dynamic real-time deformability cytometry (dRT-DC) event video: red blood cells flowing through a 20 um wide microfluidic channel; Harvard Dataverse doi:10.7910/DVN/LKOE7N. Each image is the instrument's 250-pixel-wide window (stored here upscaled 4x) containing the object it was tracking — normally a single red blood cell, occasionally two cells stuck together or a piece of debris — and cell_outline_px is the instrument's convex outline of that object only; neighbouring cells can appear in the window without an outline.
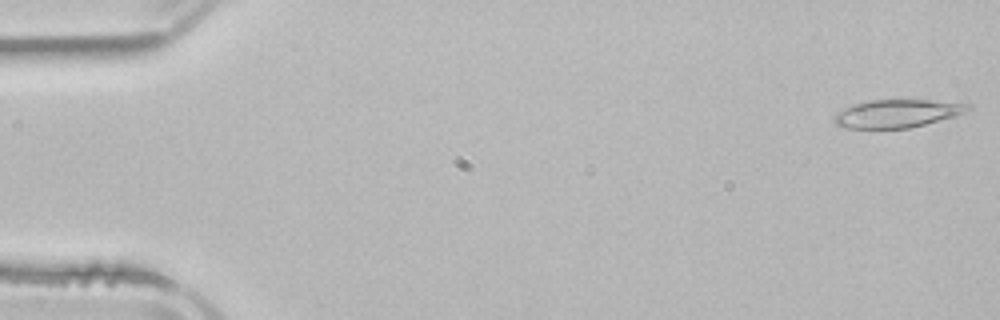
{"species": "common noctule bat (a hibernating species)", "species_latin": "Nyctalus noctula", "temperature_condition": "room temperature", "stored_images_in_passage": 5, "camera_frame_rate_fps": 3000, "um_per_image_px": 0.085, "animal": {"sex": "male", "body_mass_g": 21.5, "forearm_length_mm": 52.0}, "frame": {"image": 1, "passage_image": 1, "time_ms": 0.0, "image_size_px": [1000, 320], "cell_outline_px": [[972, 108], [964, 112], [952, 116], [924, 124], [908, 128], [844, 128], [836, 124], [832, 120], [836, 112], [856, 104], [868, 100], [928, 100], [972, 104]], "centroid_in_image_um": [76.22, 9.64], "position_along_channel_um": 8.8, "area_um2": 21.5}}
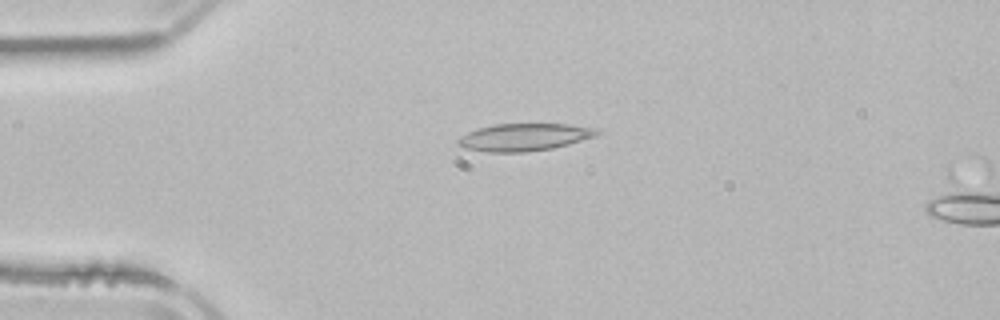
{"frame": {"image": 2, "passage_image": 4, "time_ms": 3.667, "image_size_px": [1000, 320], "cell_outline_px": [[600, 132], [596, 136], [568, 144], [552, 148], [524, 152], [488, 152], [464, 148], [456, 144], [456, 140], [460, 136], [476, 128], [492, 124], [568, 124], [596, 128]], "centroid_in_image_um": [44.51, 11.65], "position_along_channel_um": 40.5, "area_um2": 22.25}}